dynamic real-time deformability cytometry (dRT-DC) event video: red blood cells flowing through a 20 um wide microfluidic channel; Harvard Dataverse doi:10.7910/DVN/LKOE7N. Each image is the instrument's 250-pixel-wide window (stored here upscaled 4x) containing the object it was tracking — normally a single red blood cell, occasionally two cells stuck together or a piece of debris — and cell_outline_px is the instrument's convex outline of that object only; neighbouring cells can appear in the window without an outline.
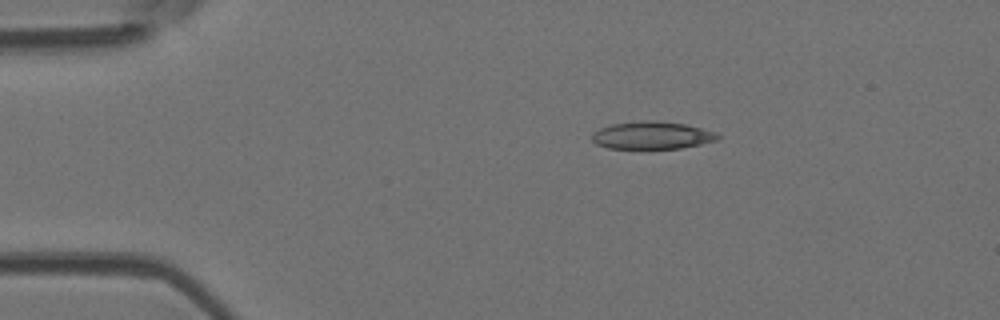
{"species": "Egyptian fruit bat (a non-hibernating species)", "species_latin": "Rousettus aegyptiacus", "temperature_condition": "room temperature", "stored_images_in_passage": 42, "camera_frame_rate_fps": 3000, "um_per_image_px": 0.085, "animal": {"sex": "female"}, "frame": {"image": 1, "passage_image": 1, "time_ms": 0.0, "image_size_px": [1000, 320], "cell_outline_px": [[720, 140], [680, 148], [608, 148], [596, 144], [592, 140], [592, 132], [600, 128], [612, 124], [648, 120], [656, 120], [684, 124], [716, 132], [720, 136]], "centroid_in_image_um": [55.43, 11.5], "position_along_channel_um": 29.6, "area_um2": 20.11}}
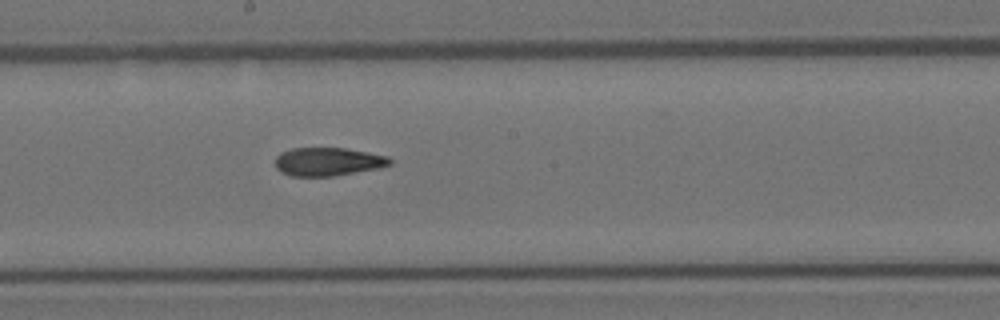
{"frame": {"image": 2, "passage_image": 19, "time_ms": 6.0, "image_size_px": [1000, 320], "cell_outline_px": [[392, 164], [380, 168], [332, 176], [292, 176], [280, 172], [276, 168], [276, 156], [280, 152], [292, 148], [344, 148], [388, 156], [392, 160]], "centroid_in_image_um": [27.87, 13.74], "position_along_channel_um": 220.3, "area_um2": 18.96}}
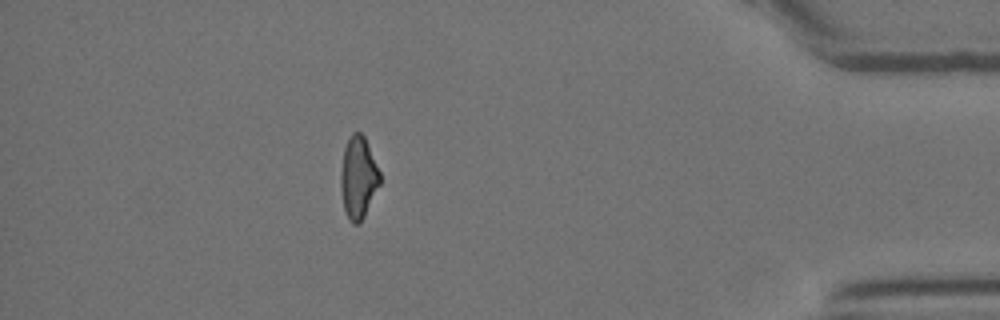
{"frame": {"image": 3, "passage_image": 36, "time_ms": 11.667, "image_size_px": [1000, 320], "cell_outline_px": [[380, 184], [360, 224], [352, 224], [344, 208], [340, 188], [340, 172], [344, 148], [348, 136], [352, 132], [360, 132], [364, 136], [380, 172]], "centroid_in_image_um": [30.44, 15.07], "position_along_channel_um": 404.8, "area_um2": 18.73}, "authors_computed_cell_mechanics": {"area_um2": 19.6231, "velocity_mm_per_s": 4.0713, "shape_relaxation_time_tau1_ms": null, "shape_relaxation_time_tau2_ms": 3.4611, "deformation_change_tau1": null, "deformation_change_tau2": 0.1213}}